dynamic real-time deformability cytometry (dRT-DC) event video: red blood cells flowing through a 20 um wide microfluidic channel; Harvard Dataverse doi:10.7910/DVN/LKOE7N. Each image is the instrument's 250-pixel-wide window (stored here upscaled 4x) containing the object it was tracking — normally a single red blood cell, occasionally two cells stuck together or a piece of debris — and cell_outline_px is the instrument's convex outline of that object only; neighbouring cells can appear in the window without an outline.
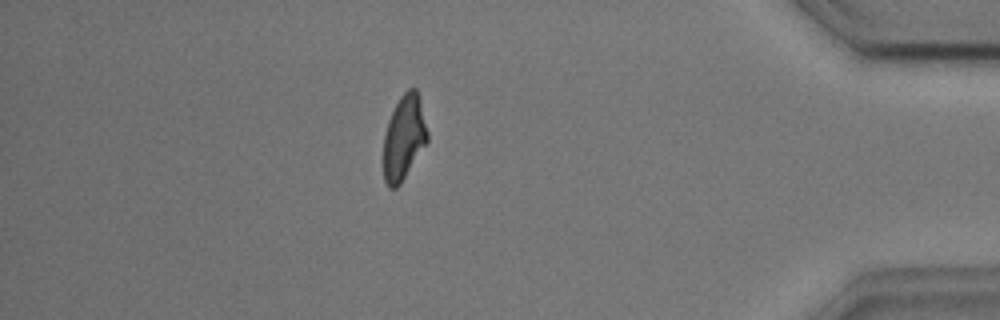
{"species": "common noctule bat (a hibernating species)", "species_latin": "Nyctalus noctula", "temperature_condition": "cold", "stored_images_in_passage": 14, "camera_frame_rate_fps": 3000, "um_per_image_px": 0.085, "animal": {"sex": "male", "body_mass_g": 17.9, "forearm_length_mm": 54.2}, "frame": {"image": 1, "passage_image": 14, "time_ms": 4.333, "image_size_px": [1000, 320], "cell_outline_px": [[428, 140], [400, 184], [396, 188], [388, 188], [384, 180], [384, 136], [388, 120], [400, 96], [408, 88], [416, 88], [420, 100], [428, 132]], "centroid_in_image_um": [34.33, 11.69], "position_along_channel_um": 400.9, "area_um2": 21.44}}